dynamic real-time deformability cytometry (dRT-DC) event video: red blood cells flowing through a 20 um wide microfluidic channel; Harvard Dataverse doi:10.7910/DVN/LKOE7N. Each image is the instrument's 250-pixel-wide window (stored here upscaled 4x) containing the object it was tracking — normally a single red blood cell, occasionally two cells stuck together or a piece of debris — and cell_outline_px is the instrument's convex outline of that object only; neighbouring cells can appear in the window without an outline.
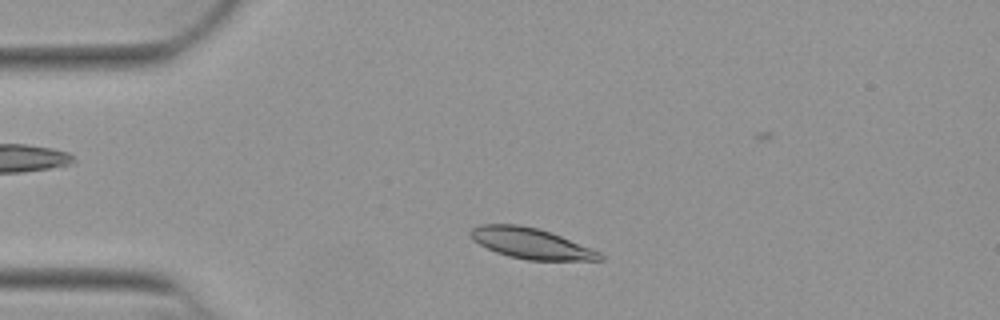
{"species": "Egyptian fruit bat (a non-hibernating species)", "species_latin": "Rousettus aegyptiacus", "temperature_condition": "warm", "stored_images_in_passage": 46, "camera_frame_rate_fps": 3000, "um_per_image_px": 0.085, "animal": {"sex": "female"}, "frame": {"image": 1, "passage_image": 6, "time_ms": 1.667, "image_size_px": [1000, 320], "cell_outline_px": [[604, 260], [528, 260], [508, 256], [496, 252], [472, 240], [468, 232], [472, 228], [480, 224], [520, 224], [536, 228], [560, 236], [600, 252], [604, 256]], "centroid_in_image_um": [45.09, 20.68], "position_along_channel_um": 39.9, "area_um2": 22.89}}
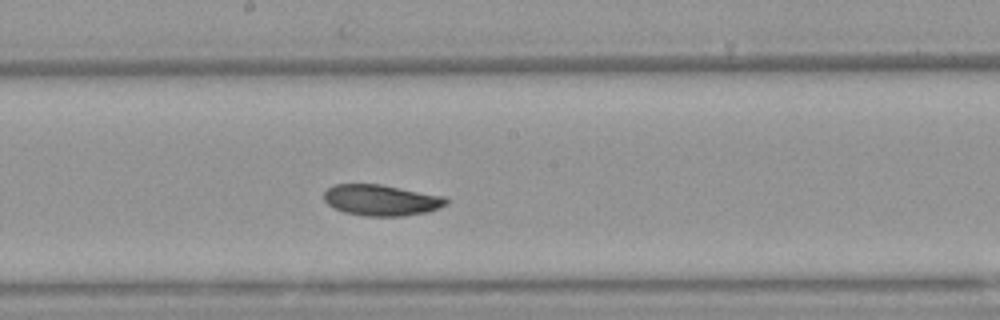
{"frame": {"image": 2, "passage_image": 22, "time_ms": 7.0, "image_size_px": [1000, 320], "cell_outline_px": [[448, 204], [440, 208], [428, 212], [404, 216], [364, 216], [344, 212], [328, 204], [324, 200], [324, 192], [328, 188], [336, 184], [380, 184], [448, 196]], "centroid_in_image_um": [32.48, 17.01], "position_along_channel_um": 215.7, "area_um2": 22.37}}
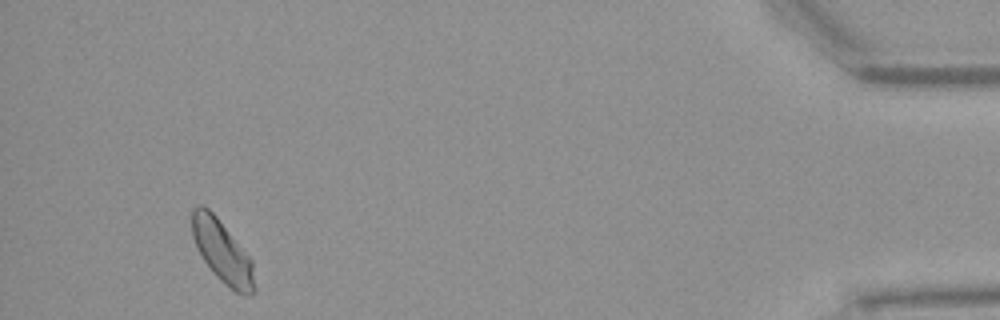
{"frame": {"image": 3, "passage_image": 43, "time_ms": 14.0, "image_size_px": [1000, 320], "cell_outline_px": [[252, 296], [244, 296], [236, 292], [224, 284], [220, 280], [204, 260], [196, 248], [192, 236], [192, 208], [200, 204], [208, 208], [216, 216], [252, 260]], "centroid_in_image_um": [18.84, 21.36], "position_along_channel_um": 416.4, "area_um2": 22.14}, "authors_computed_cell_mechanics": {"area_um2": 22.3975, "velocity_mm_per_s": 3.8898, "shape_relaxation_time_tau1_ms": 5.1089, "shape_relaxation_time_tau2_ms": null, "deformation_change_tau1": 0.109, "deformation_change_tau2": null}}